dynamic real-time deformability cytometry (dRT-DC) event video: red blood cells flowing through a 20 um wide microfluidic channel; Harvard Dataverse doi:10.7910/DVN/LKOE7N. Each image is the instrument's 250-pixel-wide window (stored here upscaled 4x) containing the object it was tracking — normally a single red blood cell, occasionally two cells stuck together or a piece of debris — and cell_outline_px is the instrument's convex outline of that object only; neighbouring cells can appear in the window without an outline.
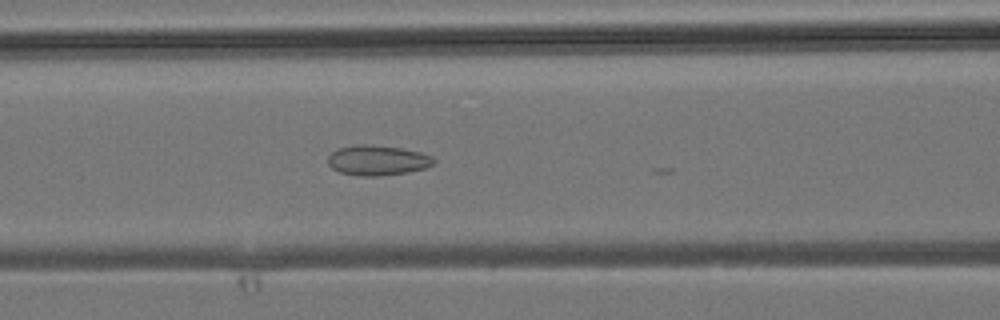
{"species": "common noctule bat (a hibernating species)", "species_latin": "Nyctalus noctula", "temperature_condition": "room temperature", "stored_images_in_passage": 21, "camera_frame_rate_fps": 3000, "um_per_image_px": 0.085, "animal": {"sex": "male", "body_mass_g": 19.2, "forearm_length_mm": 51.8}, "frame": {"image": 1, "passage_image": 17, "time_ms": 5.333, "image_size_px": [1000, 320], "cell_outline_px": [[436, 160], [432, 164], [424, 168], [408, 172], [376, 176], [360, 176], [340, 172], [332, 168], [328, 164], [328, 156], [332, 152], [340, 148], [356, 144], [364, 144], [400, 148], [420, 152], [432, 156]], "centroid_in_image_um": [32.07, 13.62], "position_along_channel_um": 134.5, "area_um2": 18.38}}
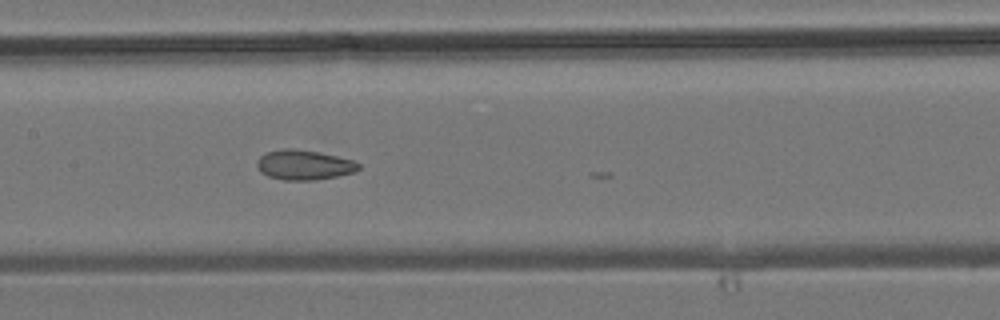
{"frame": {"image": 2, "passage_image": 20, "time_ms": 6.333, "image_size_px": [1000, 320], "cell_outline_px": [[360, 168], [352, 172], [336, 176], [312, 180], [284, 180], [268, 176], [260, 172], [256, 164], [256, 160], [260, 156], [268, 152], [284, 148], [292, 148], [316, 152], [336, 156], [352, 160], [360, 164]], "centroid_in_image_um": [25.79, 14.02], "position_along_channel_um": 181.6, "area_um2": 17.46}}